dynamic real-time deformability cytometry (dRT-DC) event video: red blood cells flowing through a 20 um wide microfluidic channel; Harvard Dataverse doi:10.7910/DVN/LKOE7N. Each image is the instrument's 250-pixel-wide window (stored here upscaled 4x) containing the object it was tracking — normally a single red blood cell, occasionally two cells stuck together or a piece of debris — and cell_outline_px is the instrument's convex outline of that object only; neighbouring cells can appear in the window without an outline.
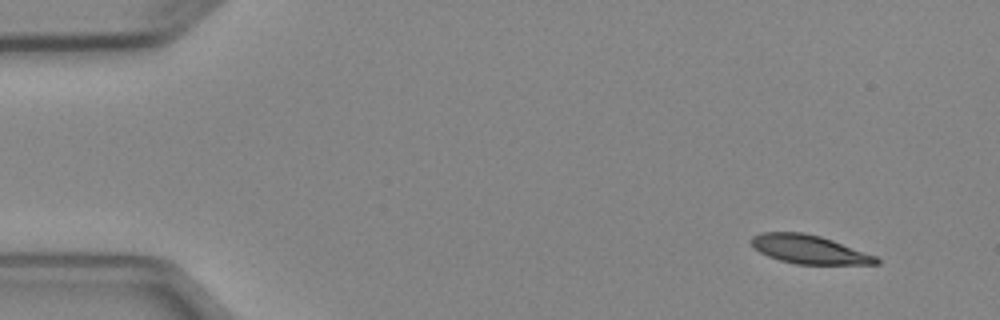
{"species": "Egyptian fruit bat (a non-hibernating species)", "species_latin": "Rousettus aegyptiacus", "temperature_condition": "cold", "stored_images_in_passage": 4, "segment_of_instrument_passage": [1, 2], "camera_frame_rate_fps": 3000, "um_per_image_px": 0.085, "animal": {"sex": "female"}, "frame": {"image": 1, "passage_image": 1, "time_ms": 0.0, "image_size_px": [1000, 320], "cell_outline_px": [[880, 264], [796, 264], [780, 260], [768, 256], [752, 248], [748, 240], [752, 236], [760, 232], [804, 232], [820, 236], [832, 240], [876, 256], [880, 260]], "centroid_in_image_um": [68.71, 21.19], "position_along_channel_um": 16.3, "area_um2": 20.92}}